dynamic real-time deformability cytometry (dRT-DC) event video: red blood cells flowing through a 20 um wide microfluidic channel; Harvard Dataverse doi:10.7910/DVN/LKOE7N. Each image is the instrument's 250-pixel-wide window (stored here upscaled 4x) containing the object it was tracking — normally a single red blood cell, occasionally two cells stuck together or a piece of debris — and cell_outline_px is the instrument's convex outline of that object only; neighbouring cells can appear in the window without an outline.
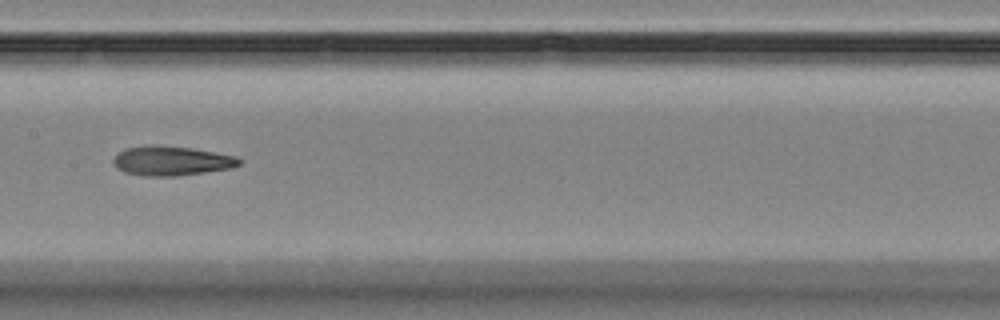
{"species": "Egyptian fruit bat (a non-hibernating species)", "species_latin": "Rousettus aegyptiacus", "temperature_condition": "room temperature", "stored_images_in_passage": 8, "segment_of_instrument_passage": [1, 2], "camera_frame_rate_fps": 3000, "um_per_image_px": 0.085, "animal": {"sex": "female"}, "frame": {"image": 1, "passage_image": 7, "time_ms": 7.333, "image_size_px": [1000, 320], "cell_outline_px": [[240, 164], [232, 168], [176, 176], [144, 176], [124, 172], [116, 168], [112, 164], [112, 160], [124, 148], [144, 144], [156, 144], [192, 148], [236, 156], [240, 160]], "centroid_in_image_um": [14.52, 13.66], "position_along_channel_um": 192.9, "area_um2": 21.85}}